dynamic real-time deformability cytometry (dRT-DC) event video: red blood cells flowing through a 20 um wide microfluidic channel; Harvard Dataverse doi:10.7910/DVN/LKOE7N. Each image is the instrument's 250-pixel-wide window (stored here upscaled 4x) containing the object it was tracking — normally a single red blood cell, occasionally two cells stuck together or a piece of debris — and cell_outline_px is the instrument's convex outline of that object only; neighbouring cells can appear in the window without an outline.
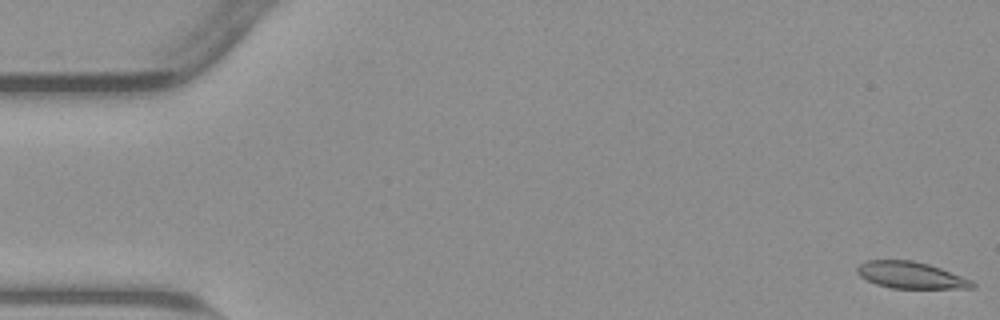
{"species": "common noctule bat (a hibernating species)", "species_latin": "Nyctalus noctula", "temperature_condition": "warm", "stored_images_in_passage": 54, "camera_frame_rate_fps": 3000, "um_per_image_px": 0.085, "animal": {"sex": "male", "body_mass_g": 23.1, "forearm_length_mm": 52.7}, "frame": {"image": 1, "passage_image": 1, "time_ms": 0.0, "image_size_px": [1000, 320], "cell_outline_px": [[976, 284], [972, 288], [892, 288], [876, 284], [860, 276], [856, 272], [856, 268], [860, 264], [868, 260], [912, 260], [928, 264], [940, 268], [972, 280]], "centroid_in_image_um": [77.4, 23.38], "position_along_channel_um": 7.6, "area_um2": 17.74}}
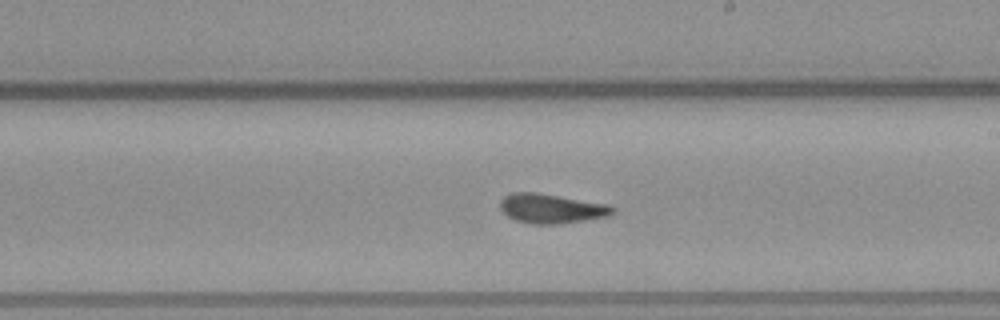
{"frame": {"image": 2, "passage_image": 31, "time_ms": 10.0, "image_size_px": [1000, 320], "cell_outline_px": [[616, 212], [608, 216], [560, 224], [532, 224], [516, 220], [508, 216], [500, 208], [500, 200], [504, 196], [512, 192], [536, 192], [608, 204], [616, 208]], "centroid_in_image_um": [46.88, 17.72], "position_along_channel_um": 242.1, "area_um2": 19.36}}
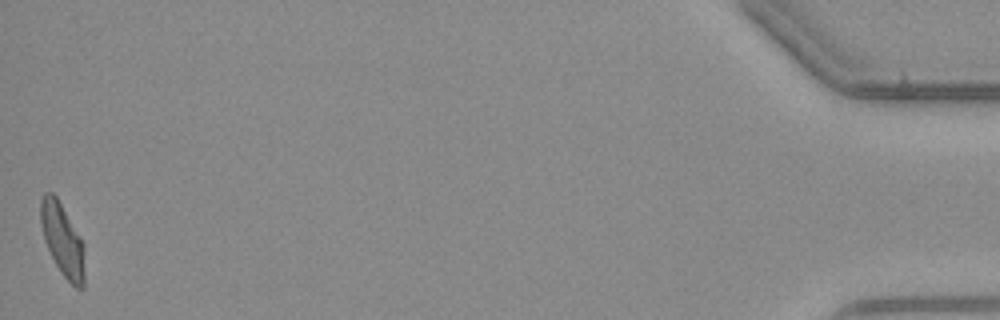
{"frame": {"image": 3, "passage_image": 54, "time_ms": 17.667, "image_size_px": [1000, 320], "cell_outline_px": [[84, 288], [76, 288], [64, 276], [56, 264], [44, 240], [40, 224], [40, 200], [44, 192], [52, 192], [56, 196], [80, 236], [84, 244]], "centroid_in_image_um": [5.31, 20.37], "position_along_channel_um": 429.9, "area_um2": 18.5}, "authors_computed_cell_mechanics": {"area_um2": 18.7561, "velocity_mm_per_s": 3.8239, "shape_relaxation_time_tau1_ms": 9.7169, "shape_relaxation_time_tau2_ms": 2.3116, "deformation_change_tau1": 0.2478, "deformation_change_tau2": 0.1031}}